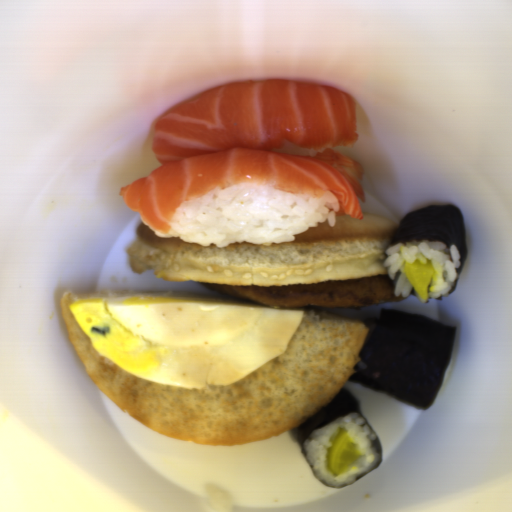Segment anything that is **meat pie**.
<instances>
[{"instance_id": "obj_1", "label": "meat pie", "mask_w": 512, "mask_h": 512, "mask_svg": "<svg viewBox=\"0 0 512 512\" xmlns=\"http://www.w3.org/2000/svg\"><path fill=\"white\" fill-rule=\"evenodd\" d=\"M401 272L345 280L289 285H227L199 283L202 288L276 308H360L394 303L407 297L395 295Z\"/></svg>"}]
</instances>
